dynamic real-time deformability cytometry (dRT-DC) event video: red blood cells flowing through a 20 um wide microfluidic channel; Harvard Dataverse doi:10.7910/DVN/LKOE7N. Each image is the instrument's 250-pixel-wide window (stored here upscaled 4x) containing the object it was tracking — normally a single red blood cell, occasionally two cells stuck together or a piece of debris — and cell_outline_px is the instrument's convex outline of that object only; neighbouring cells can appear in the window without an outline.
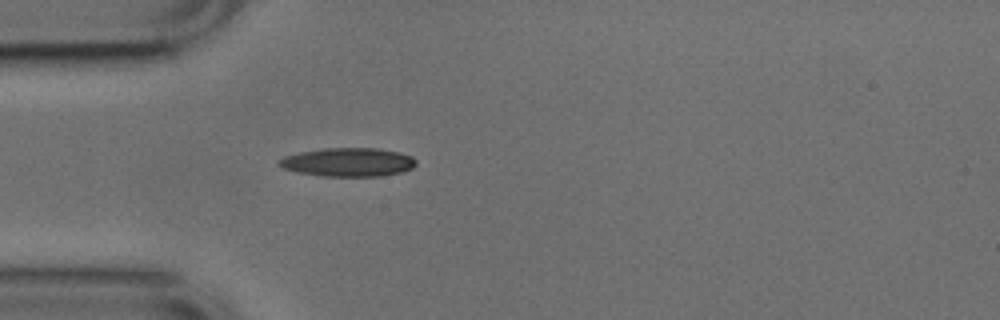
{"species": "common noctule bat (a hibernating species)", "species_latin": "Nyctalus noctula", "temperature_condition": "cold", "stored_images_in_passage": 1, "camera_frame_rate_fps": 3000, "um_per_image_px": 0.085, "animal": {"sex": "male", "body_mass_g": 17.9, "forearm_length_mm": 54.2}, "frame": {"image": 1, "passage_image": 1, "time_ms": 0.0, "image_size_px": [1000, 320], "cell_outline_px": [[416, 164], [412, 168], [400, 172], [380, 176], [324, 176], [296, 172], [284, 168], [276, 164], [284, 156], [300, 152], [324, 148], [376, 148], [400, 152], [412, 156], [416, 160]], "centroid_in_image_um": [29.59, 13.78], "position_along_channel_um": 55.4, "area_um2": 22.83}}